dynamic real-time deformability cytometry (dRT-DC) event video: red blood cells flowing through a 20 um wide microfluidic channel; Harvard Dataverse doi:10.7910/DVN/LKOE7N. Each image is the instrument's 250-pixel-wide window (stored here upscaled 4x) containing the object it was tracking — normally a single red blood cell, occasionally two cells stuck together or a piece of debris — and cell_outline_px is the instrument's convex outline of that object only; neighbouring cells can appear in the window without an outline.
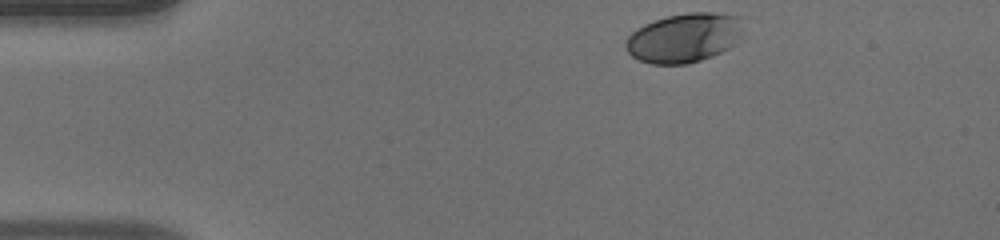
{"species": "human", "species_latin": "Homo sapiens", "temperature_condition": "warm", "stored_images_in_passage": 36, "camera_frame_rate_fps": 3000, "um_per_image_px": 0.085, "donor": {"sex": "male"}, "frame": {"image": 1, "passage_image": 1, "time_ms": 0.0, "image_size_px": [1000, 240], "cell_outline_px": [[744, 16], [740, 40], [728, 48], [712, 56], [688, 64], [652, 64], [640, 60], [632, 56], [624, 48], [624, 40], [632, 32], [644, 24], [668, 16], [688, 12], [716, 12]], "centroid_in_image_um": [58.18, 3.2], "position_along_channel_um": 26.8, "area_um2": 34.16}}
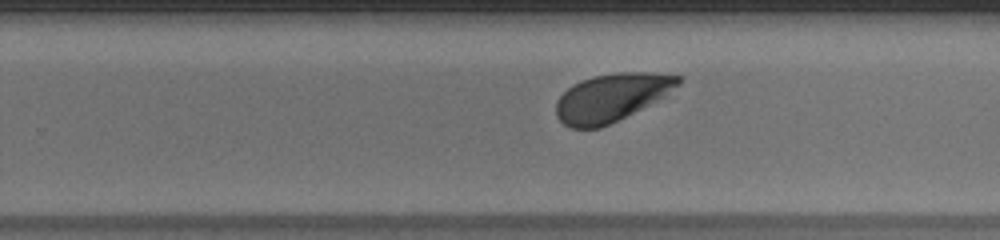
{"frame": {"image": 2, "passage_image": 26, "time_ms": 8.333, "image_size_px": [1000, 240], "cell_outline_px": [[680, 84], [664, 96], [600, 128], [572, 128], [564, 124], [556, 116], [556, 100], [572, 84], [580, 80], [592, 76], [616, 72], [652, 72], [680, 76]], "centroid_in_image_um": [51.94, 8.26], "position_along_channel_um": 277.9, "area_um2": 33.64}}
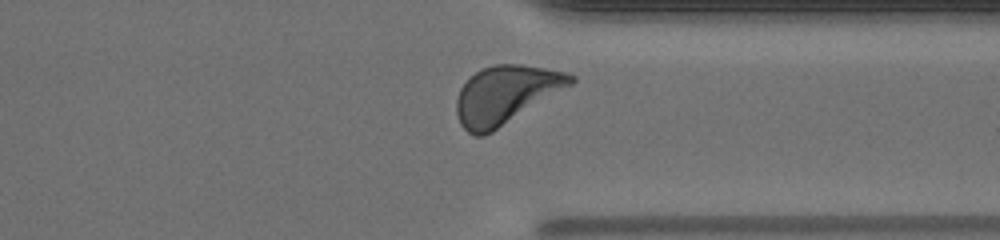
{"frame": {"image": 3, "passage_image": 33, "time_ms": 10.667, "image_size_px": [1000, 240], "cell_outline_px": [[576, 80], [572, 84], [492, 132], [484, 136], [476, 136], [468, 132], [460, 124], [456, 112], [456, 100], [460, 88], [476, 72], [484, 68], [496, 64], [520, 64], [544, 68], [564, 72], [576, 76]], "centroid_in_image_um": [42.97, 8.06], "position_along_channel_um": 368.4, "area_um2": 38.15}, "authors_computed_cell_mechanics": {"area_um2": 34.7956, "velocity_mm_per_s": 3.8945, "shape_relaxation_time_tau1_ms": 1.7239, "shape_relaxation_time_tau2_ms": null, "deformation_change_tau1": 0.1382, "deformation_change_tau2": null}}